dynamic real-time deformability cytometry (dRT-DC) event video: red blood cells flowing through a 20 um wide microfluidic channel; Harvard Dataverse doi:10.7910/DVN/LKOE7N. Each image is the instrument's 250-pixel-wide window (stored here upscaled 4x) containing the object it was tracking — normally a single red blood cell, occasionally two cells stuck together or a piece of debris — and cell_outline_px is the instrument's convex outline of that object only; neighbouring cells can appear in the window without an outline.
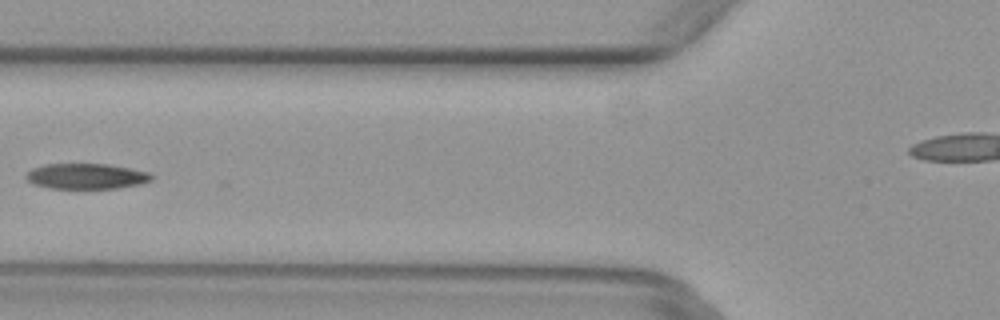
{"species": "common noctule bat (a hibernating species)", "species_latin": "Nyctalus noctula", "temperature_condition": "warm", "stored_images_in_passage": 6, "camera_frame_rate_fps": 3000, "um_per_image_px": 0.085, "animal": {"sex": "female", "body_mass_g": 29.2, "forearm_length_mm": 56.3}, "frame": {"image": 1, "passage_image": 5, "time_ms": 1.333, "image_size_px": [1000, 320], "cell_outline_px": [[152, 180], [144, 184], [116, 188], [48, 188], [32, 184], [24, 176], [32, 168], [44, 164], [108, 164], [132, 168], [148, 172], [152, 176]], "centroid_in_image_um": [7.34, 14.98], "position_along_channel_um": 118.5, "area_um2": 18.79}}